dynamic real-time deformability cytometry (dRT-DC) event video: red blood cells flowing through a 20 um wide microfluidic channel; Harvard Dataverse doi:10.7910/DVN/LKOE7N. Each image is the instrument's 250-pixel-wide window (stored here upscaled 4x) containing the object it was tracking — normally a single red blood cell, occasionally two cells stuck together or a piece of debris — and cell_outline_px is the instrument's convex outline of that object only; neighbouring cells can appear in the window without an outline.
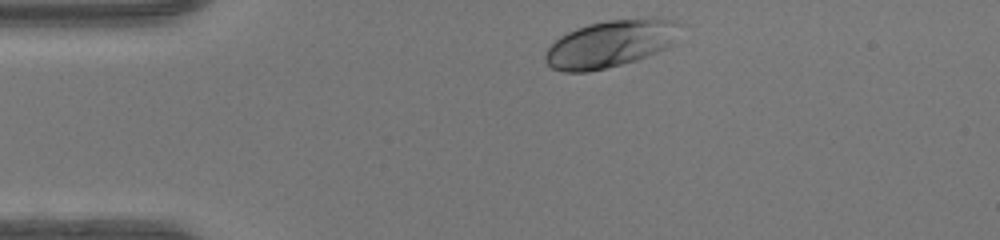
{"species": "human", "species_latin": "Homo sapiens", "temperature_condition": "warm", "stored_images_in_passage": 30, "camera_frame_rate_fps": 3000, "um_per_image_px": 0.085, "donor": {"sex": "female"}, "frame": {"image": 1, "passage_image": 1, "time_ms": 0.0, "image_size_px": [1000, 240], "cell_outline_px": [[680, 24], [672, 44], [668, 48], [636, 60], [588, 72], [564, 72], [552, 68], [544, 60], [544, 56], [548, 48], [560, 36], [576, 28], [588, 24], [608, 20], [656, 16], [676, 20]], "centroid_in_image_um": [51.91, 3.69], "position_along_channel_um": 33.1, "area_um2": 37.17}}
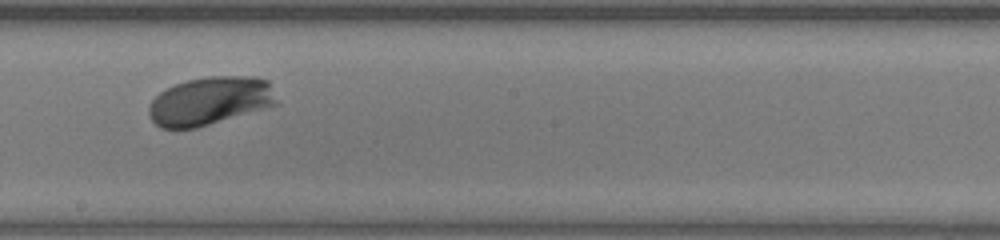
{"frame": {"image": 2, "passage_image": 18, "time_ms": 5.667, "image_size_px": [1000, 240], "cell_outline_px": [[280, 104], [196, 128], [160, 128], [152, 120], [148, 112], [148, 108], [152, 100], [160, 92], [176, 84], [188, 80], [208, 76], [256, 76], [268, 80]], "centroid_in_image_um": [17.89, 8.57], "position_along_channel_um": 230.3, "area_um2": 36.01}}
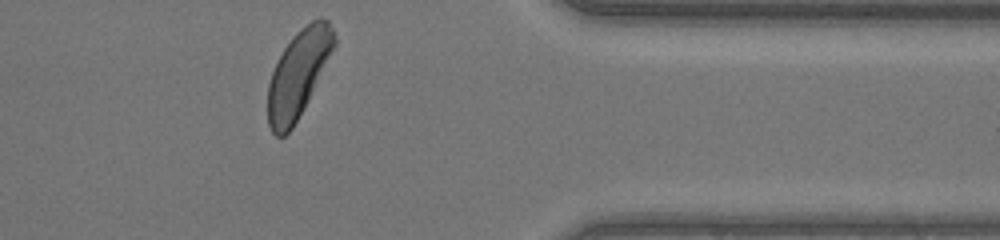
{"frame": {"image": 3, "passage_image": 30, "time_ms": 9.667, "image_size_px": [1000, 240], "cell_outline_px": [[336, 44], [308, 100], [292, 128], [284, 136], [276, 136], [272, 132], [268, 124], [268, 84], [272, 72], [284, 48], [292, 36], [300, 28], [312, 20], [320, 16], [328, 20], [336, 36]], "centroid_in_image_um": [25.36, 6.24], "position_along_channel_um": 386.0, "area_um2": 33.29}, "authors_computed_cell_mechanics": {"area_um2": 34.2754, "velocity_mm_per_s": 4.3184, "shape_relaxation_time_tau1_ms": 1.2244, "shape_relaxation_time_tau2_ms": null, "deformation_change_tau1": 0.1321, "deformation_change_tau2": null}}